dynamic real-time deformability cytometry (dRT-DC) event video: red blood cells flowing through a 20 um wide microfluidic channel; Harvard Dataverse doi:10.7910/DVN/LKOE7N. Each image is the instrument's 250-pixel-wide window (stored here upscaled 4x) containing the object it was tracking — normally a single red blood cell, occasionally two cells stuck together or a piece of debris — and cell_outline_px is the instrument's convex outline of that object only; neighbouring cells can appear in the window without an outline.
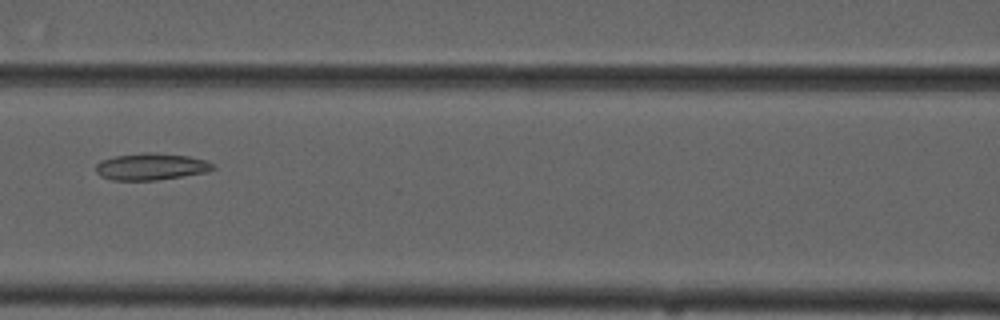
{"species": "common noctule bat (a hibernating species)", "species_latin": "Nyctalus noctula", "temperature_condition": "cold", "stored_images_in_passage": 10, "camera_frame_rate_fps": 3000, "um_per_image_px": 0.085, "animal": {"sex": "male", "forearm_length_mm": 52.5}, "frame": {"image": 1, "passage_image": 6, "time_ms": 6.667, "image_size_px": [1000, 320], "cell_outline_px": [[216, 168], [208, 172], [156, 180], [112, 180], [100, 176], [96, 172], [96, 164], [100, 160], [116, 156], [144, 152], [152, 152], [188, 156], [208, 160], [216, 164]], "centroid_in_image_um": [12.88, 14.16], "position_along_channel_um": 153.7, "area_um2": 18.5}}
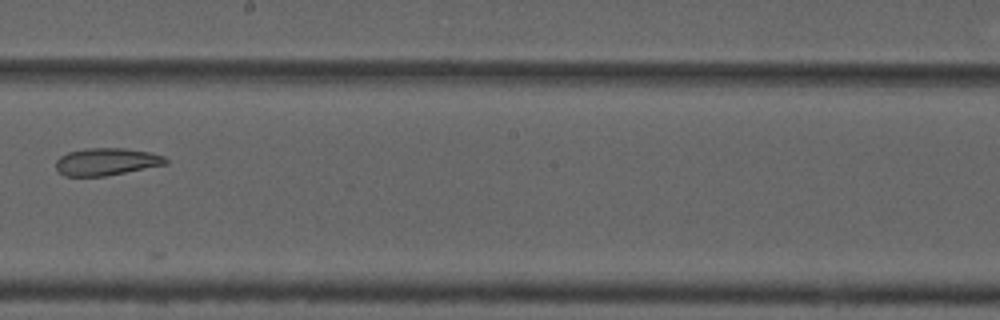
{"frame": {"image": 2, "passage_image": 8, "time_ms": 9.0, "image_size_px": [1000, 320], "cell_outline_px": [[168, 164], [104, 176], [64, 176], [56, 168], [56, 160], [60, 156], [68, 152], [88, 148], [124, 148], [148, 152], [164, 156], [168, 160]], "centroid_in_image_um": [9.05, 13.74], "position_along_channel_um": 239.2, "area_um2": 17.4}}